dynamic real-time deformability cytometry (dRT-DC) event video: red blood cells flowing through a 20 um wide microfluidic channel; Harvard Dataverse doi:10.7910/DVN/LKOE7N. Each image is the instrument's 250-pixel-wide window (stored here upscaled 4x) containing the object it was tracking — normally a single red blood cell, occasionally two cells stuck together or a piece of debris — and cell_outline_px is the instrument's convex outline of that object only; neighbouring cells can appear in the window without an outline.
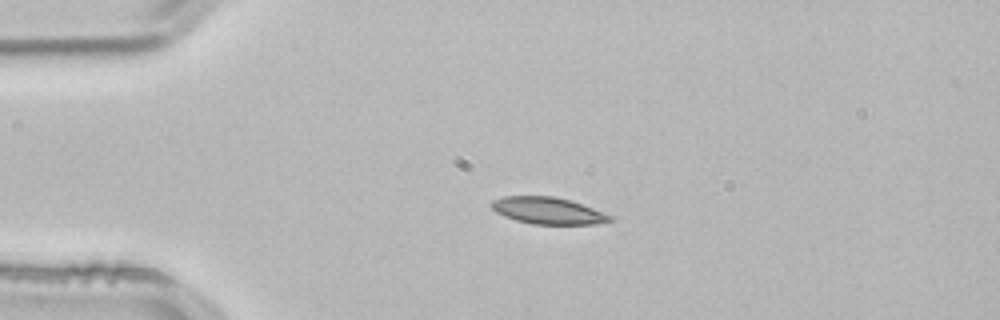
{"species": "common noctule bat (a hibernating species)", "species_latin": "Nyctalus noctula", "temperature_condition": "room temperature", "stored_images_in_passage": 36, "camera_frame_rate_fps": 3000, "um_per_image_px": 0.085, "animal": {"sex": "male", "body_mass_g": 21.5, "forearm_length_mm": 52.0}, "frame": {"image": 1, "passage_image": 1, "time_ms": 0.0, "image_size_px": [1000, 320], "cell_outline_px": [[612, 220], [596, 224], [532, 224], [516, 220], [504, 216], [496, 212], [488, 204], [492, 200], [504, 196], [556, 196], [592, 208], [612, 216]], "centroid_in_image_um": [46.51, 17.9], "position_along_channel_um": 38.5, "area_um2": 18.38}}
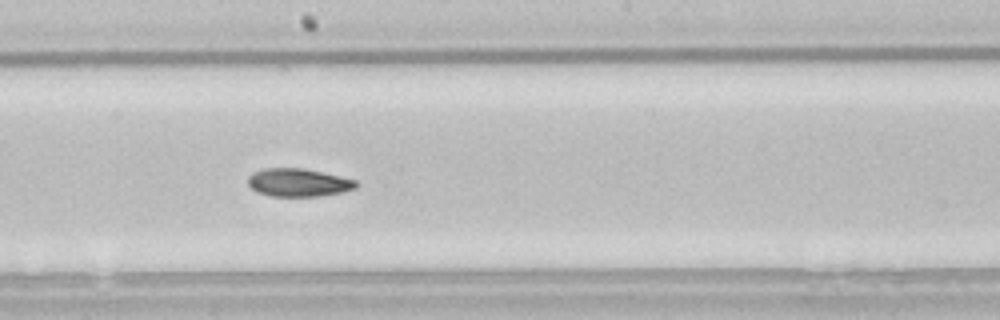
{"frame": {"image": 2, "passage_image": 18, "time_ms": 5.667, "image_size_px": [1000, 320], "cell_outline_px": [[360, 184], [356, 188], [344, 192], [320, 196], [272, 196], [260, 192], [252, 188], [248, 184], [248, 176], [252, 172], [264, 168], [304, 168], [340, 176], [356, 180]], "centroid_in_image_um": [25.4, 15.51], "position_along_channel_um": 222.8, "area_um2": 17.74}}
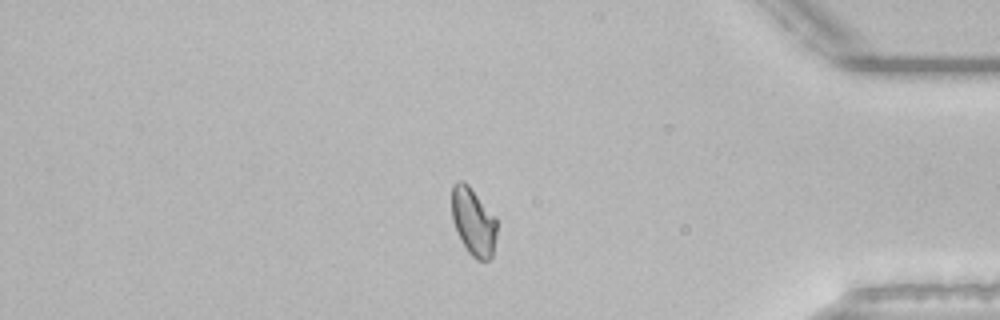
{"frame": {"image": 3, "passage_image": 34, "time_ms": 11.0, "image_size_px": [1000, 320], "cell_outline_px": [[496, 236], [492, 256], [488, 260], [476, 260], [468, 252], [452, 220], [452, 184], [460, 180], [464, 180], [468, 184], [496, 216]], "centroid_in_image_um": [40.24, 18.81], "position_along_channel_um": 395.0, "area_um2": 17.74}, "authors_computed_cell_mechanics": {"area_um2": 18.0625, "velocity_mm_per_s": 3.8115, "shape_relaxation_time_tau1_ms": 5.429, "shape_relaxation_time_tau2_ms": 8.2077, "deformation_change_tau1": 0.1333, "deformation_change_tau2": 0.1132}}